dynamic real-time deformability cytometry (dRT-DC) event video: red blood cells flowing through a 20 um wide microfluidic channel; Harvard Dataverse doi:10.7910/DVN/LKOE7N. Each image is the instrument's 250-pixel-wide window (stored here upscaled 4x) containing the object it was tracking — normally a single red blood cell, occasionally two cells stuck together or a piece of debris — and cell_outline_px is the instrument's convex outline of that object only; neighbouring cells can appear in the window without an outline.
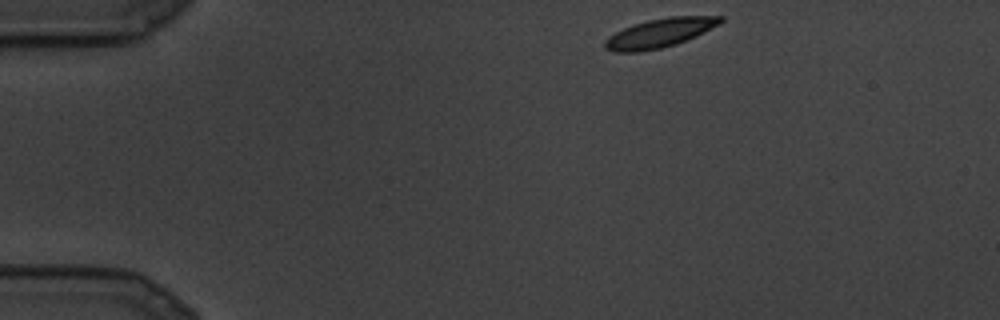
{"species": "common noctule bat (a hibernating species)", "species_latin": "Nyctalus noctula", "temperature_condition": "cold", "stored_images_in_passage": 3, "camera_frame_rate_fps": 3000, "um_per_image_px": 0.085, "animal": {"sex": "male", "body_mass_g": 19.5, "forearm_length_mm": 54.6}, "frame": {"image": 1, "passage_image": 1, "time_ms": 0.0, "image_size_px": [1000, 320], "cell_outline_px": [[724, 20], [720, 24], [696, 36], [676, 44], [660, 48], [636, 52], [616, 52], [604, 48], [604, 40], [616, 32], [624, 28], [648, 20], [668, 16], [724, 16]], "centroid_in_image_um": [56.1, 2.8], "position_along_channel_um": 28.9, "area_um2": 19.36}}